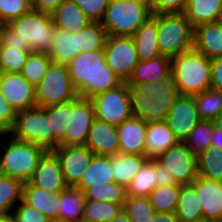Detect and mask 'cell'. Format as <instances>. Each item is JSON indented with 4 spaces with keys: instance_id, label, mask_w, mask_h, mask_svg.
Returning a JSON list of instances; mask_svg holds the SVG:
<instances>
[{
    "instance_id": "d4e9b609",
    "label": "cell",
    "mask_w": 222,
    "mask_h": 222,
    "mask_svg": "<svg viewBox=\"0 0 222 222\" xmlns=\"http://www.w3.org/2000/svg\"><path fill=\"white\" fill-rule=\"evenodd\" d=\"M157 20L152 15L133 34L139 61H148L161 55L157 41Z\"/></svg>"
},
{
    "instance_id": "4316f807",
    "label": "cell",
    "mask_w": 222,
    "mask_h": 222,
    "mask_svg": "<svg viewBox=\"0 0 222 222\" xmlns=\"http://www.w3.org/2000/svg\"><path fill=\"white\" fill-rule=\"evenodd\" d=\"M111 182H114L111 172V156L94 155L75 187L84 193L88 188L104 186Z\"/></svg>"
},
{
    "instance_id": "9c48e42d",
    "label": "cell",
    "mask_w": 222,
    "mask_h": 222,
    "mask_svg": "<svg viewBox=\"0 0 222 222\" xmlns=\"http://www.w3.org/2000/svg\"><path fill=\"white\" fill-rule=\"evenodd\" d=\"M64 65L51 63L42 81L35 87V100L38 107L64 103L78 98Z\"/></svg>"
},
{
    "instance_id": "ac0fdd59",
    "label": "cell",
    "mask_w": 222,
    "mask_h": 222,
    "mask_svg": "<svg viewBox=\"0 0 222 222\" xmlns=\"http://www.w3.org/2000/svg\"><path fill=\"white\" fill-rule=\"evenodd\" d=\"M203 207V222H219L222 219V182L202 176L192 182Z\"/></svg>"
},
{
    "instance_id": "11a10c76",
    "label": "cell",
    "mask_w": 222,
    "mask_h": 222,
    "mask_svg": "<svg viewBox=\"0 0 222 222\" xmlns=\"http://www.w3.org/2000/svg\"><path fill=\"white\" fill-rule=\"evenodd\" d=\"M64 0H34L31 3L33 10L52 14Z\"/></svg>"
},
{
    "instance_id": "7c38bea8",
    "label": "cell",
    "mask_w": 222,
    "mask_h": 222,
    "mask_svg": "<svg viewBox=\"0 0 222 222\" xmlns=\"http://www.w3.org/2000/svg\"><path fill=\"white\" fill-rule=\"evenodd\" d=\"M181 185H191L198 176L197 156L184 143L169 148L158 159Z\"/></svg>"
},
{
    "instance_id": "9a60e30c",
    "label": "cell",
    "mask_w": 222,
    "mask_h": 222,
    "mask_svg": "<svg viewBox=\"0 0 222 222\" xmlns=\"http://www.w3.org/2000/svg\"><path fill=\"white\" fill-rule=\"evenodd\" d=\"M200 120L194 96L179 95L166 115L165 122L178 142L183 143Z\"/></svg>"
},
{
    "instance_id": "91938a15",
    "label": "cell",
    "mask_w": 222,
    "mask_h": 222,
    "mask_svg": "<svg viewBox=\"0 0 222 222\" xmlns=\"http://www.w3.org/2000/svg\"><path fill=\"white\" fill-rule=\"evenodd\" d=\"M135 1L147 6L151 11H153L154 0H135Z\"/></svg>"
},
{
    "instance_id": "52a82bcc",
    "label": "cell",
    "mask_w": 222,
    "mask_h": 222,
    "mask_svg": "<svg viewBox=\"0 0 222 222\" xmlns=\"http://www.w3.org/2000/svg\"><path fill=\"white\" fill-rule=\"evenodd\" d=\"M14 139L41 146L47 151L53 150V132L50 131L45 107L35 106L16 112L13 127L8 133Z\"/></svg>"
},
{
    "instance_id": "7bdbcfd3",
    "label": "cell",
    "mask_w": 222,
    "mask_h": 222,
    "mask_svg": "<svg viewBox=\"0 0 222 222\" xmlns=\"http://www.w3.org/2000/svg\"><path fill=\"white\" fill-rule=\"evenodd\" d=\"M51 60L47 53L32 52L22 67V76L34 87L38 85L45 76Z\"/></svg>"
},
{
    "instance_id": "7dc6e473",
    "label": "cell",
    "mask_w": 222,
    "mask_h": 222,
    "mask_svg": "<svg viewBox=\"0 0 222 222\" xmlns=\"http://www.w3.org/2000/svg\"><path fill=\"white\" fill-rule=\"evenodd\" d=\"M92 22H101L110 0H72Z\"/></svg>"
},
{
    "instance_id": "836d02e7",
    "label": "cell",
    "mask_w": 222,
    "mask_h": 222,
    "mask_svg": "<svg viewBox=\"0 0 222 222\" xmlns=\"http://www.w3.org/2000/svg\"><path fill=\"white\" fill-rule=\"evenodd\" d=\"M181 184L157 186L148 196L155 212L176 213Z\"/></svg>"
},
{
    "instance_id": "d6a6232c",
    "label": "cell",
    "mask_w": 222,
    "mask_h": 222,
    "mask_svg": "<svg viewBox=\"0 0 222 222\" xmlns=\"http://www.w3.org/2000/svg\"><path fill=\"white\" fill-rule=\"evenodd\" d=\"M48 120H50V131L53 132V150L59 146L64 138L72 119V100L64 103L45 107Z\"/></svg>"
},
{
    "instance_id": "8d00e7d4",
    "label": "cell",
    "mask_w": 222,
    "mask_h": 222,
    "mask_svg": "<svg viewBox=\"0 0 222 222\" xmlns=\"http://www.w3.org/2000/svg\"><path fill=\"white\" fill-rule=\"evenodd\" d=\"M23 185L19 179L0 174V215L13 212V206L22 200Z\"/></svg>"
},
{
    "instance_id": "e7e4bbea",
    "label": "cell",
    "mask_w": 222,
    "mask_h": 222,
    "mask_svg": "<svg viewBox=\"0 0 222 222\" xmlns=\"http://www.w3.org/2000/svg\"><path fill=\"white\" fill-rule=\"evenodd\" d=\"M5 135H6V133L0 129V138ZM0 142H1V139H0Z\"/></svg>"
},
{
    "instance_id": "5bb4252c",
    "label": "cell",
    "mask_w": 222,
    "mask_h": 222,
    "mask_svg": "<svg viewBox=\"0 0 222 222\" xmlns=\"http://www.w3.org/2000/svg\"><path fill=\"white\" fill-rule=\"evenodd\" d=\"M94 119V106L90 99L78 97L72 100L71 124L59 146L85 145Z\"/></svg>"
},
{
    "instance_id": "484cf974",
    "label": "cell",
    "mask_w": 222,
    "mask_h": 222,
    "mask_svg": "<svg viewBox=\"0 0 222 222\" xmlns=\"http://www.w3.org/2000/svg\"><path fill=\"white\" fill-rule=\"evenodd\" d=\"M51 15L56 28L73 34L92 22L72 0H64Z\"/></svg>"
},
{
    "instance_id": "bcb514c9",
    "label": "cell",
    "mask_w": 222,
    "mask_h": 222,
    "mask_svg": "<svg viewBox=\"0 0 222 222\" xmlns=\"http://www.w3.org/2000/svg\"><path fill=\"white\" fill-rule=\"evenodd\" d=\"M31 9L29 0H0V24H7Z\"/></svg>"
},
{
    "instance_id": "f5cc1de1",
    "label": "cell",
    "mask_w": 222,
    "mask_h": 222,
    "mask_svg": "<svg viewBox=\"0 0 222 222\" xmlns=\"http://www.w3.org/2000/svg\"><path fill=\"white\" fill-rule=\"evenodd\" d=\"M211 88L222 92V57L211 60Z\"/></svg>"
},
{
    "instance_id": "f6af8a7d",
    "label": "cell",
    "mask_w": 222,
    "mask_h": 222,
    "mask_svg": "<svg viewBox=\"0 0 222 222\" xmlns=\"http://www.w3.org/2000/svg\"><path fill=\"white\" fill-rule=\"evenodd\" d=\"M32 51H21L11 46H1L0 73H21Z\"/></svg>"
},
{
    "instance_id": "d6986e66",
    "label": "cell",
    "mask_w": 222,
    "mask_h": 222,
    "mask_svg": "<svg viewBox=\"0 0 222 222\" xmlns=\"http://www.w3.org/2000/svg\"><path fill=\"white\" fill-rule=\"evenodd\" d=\"M85 145L100 156H114L119 154L120 146L116 126L106 122L93 120Z\"/></svg>"
},
{
    "instance_id": "ba28073f",
    "label": "cell",
    "mask_w": 222,
    "mask_h": 222,
    "mask_svg": "<svg viewBox=\"0 0 222 222\" xmlns=\"http://www.w3.org/2000/svg\"><path fill=\"white\" fill-rule=\"evenodd\" d=\"M7 25L29 42L32 52L39 53L48 52L56 30L51 14L33 9L12 19Z\"/></svg>"
},
{
    "instance_id": "ee69618b",
    "label": "cell",
    "mask_w": 222,
    "mask_h": 222,
    "mask_svg": "<svg viewBox=\"0 0 222 222\" xmlns=\"http://www.w3.org/2000/svg\"><path fill=\"white\" fill-rule=\"evenodd\" d=\"M123 210L131 222H152L155 211L148 197L127 195Z\"/></svg>"
},
{
    "instance_id": "cb8c5ba5",
    "label": "cell",
    "mask_w": 222,
    "mask_h": 222,
    "mask_svg": "<svg viewBox=\"0 0 222 222\" xmlns=\"http://www.w3.org/2000/svg\"><path fill=\"white\" fill-rule=\"evenodd\" d=\"M22 200L43 213L50 221L57 222L60 192L50 193L42 188L31 186L26 182L23 185Z\"/></svg>"
},
{
    "instance_id": "680465c9",
    "label": "cell",
    "mask_w": 222,
    "mask_h": 222,
    "mask_svg": "<svg viewBox=\"0 0 222 222\" xmlns=\"http://www.w3.org/2000/svg\"><path fill=\"white\" fill-rule=\"evenodd\" d=\"M110 222H131L130 218L128 217V214L122 210L120 213Z\"/></svg>"
},
{
    "instance_id": "83f0119b",
    "label": "cell",
    "mask_w": 222,
    "mask_h": 222,
    "mask_svg": "<svg viewBox=\"0 0 222 222\" xmlns=\"http://www.w3.org/2000/svg\"><path fill=\"white\" fill-rule=\"evenodd\" d=\"M148 160L145 155L117 154L111 156V172L114 182L126 188Z\"/></svg>"
},
{
    "instance_id": "816d5d0a",
    "label": "cell",
    "mask_w": 222,
    "mask_h": 222,
    "mask_svg": "<svg viewBox=\"0 0 222 222\" xmlns=\"http://www.w3.org/2000/svg\"><path fill=\"white\" fill-rule=\"evenodd\" d=\"M16 119V110L10 106L0 92V129L6 134L13 127Z\"/></svg>"
},
{
    "instance_id": "94428289",
    "label": "cell",
    "mask_w": 222,
    "mask_h": 222,
    "mask_svg": "<svg viewBox=\"0 0 222 222\" xmlns=\"http://www.w3.org/2000/svg\"><path fill=\"white\" fill-rule=\"evenodd\" d=\"M0 222H14L12 213L0 215Z\"/></svg>"
},
{
    "instance_id": "6f0895ef",
    "label": "cell",
    "mask_w": 222,
    "mask_h": 222,
    "mask_svg": "<svg viewBox=\"0 0 222 222\" xmlns=\"http://www.w3.org/2000/svg\"><path fill=\"white\" fill-rule=\"evenodd\" d=\"M211 147L222 149V130L215 126L211 137Z\"/></svg>"
},
{
    "instance_id": "c3c4849f",
    "label": "cell",
    "mask_w": 222,
    "mask_h": 222,
    "mask_svg": "<svg viewBox=\"0 0 222 222\" xmlns=\"http://www.w3.org/2000/svg\"><path fill=\"white\" fill-rule=\"evenodd\" d=\"M18 206V207H17ZM12 216L14 222H50V220L40 211L26 204L23 200L17 203Z\"/></svg>"
},
{
    "instance_id": "f35d334b",
    "label": "cell",
    "mask_w": 222,
    "mask_h": 222,
    "mask_svg": "<svg viewBox=\"0 0 222 222\" xmlns=\"http://www.w3.org/2000/svg\"><path fill=\"white\" fill-rule=\"evenodd\" d=\"M198 116L202 120L213 121L222 113V92L212 88L194 96Z\"/></svg>"
},
{
    "instance_id": "be15d7a7",
    "label": "cell",
    "mask_w": 222,
    "mask_h": 222,
    "mask_svg": "<svg viewBox=\"0 0 222 222\" xmlns=\"http://www.w3.org/2000/svg\"><path fill=\"white\" fill-rule=\"evenodd\" d=\"M74 222H96V221H92V220H89V219H86V218H81V219H78Z\"/></svg>"
},
{
    "instance_id": "ab89813d",
    "label": "cell",
    "mask_w": 222,
    "mask_h": 222,
    "mask_svg": "<svg viewBox=\"0 0 222 222\" xmlns=\"http://www.w3.org/2000/svg\"><path fill=\"white\" fill-rule=\"evenodd\" d=\"M213 130V121L200 119L183 143L193 154L198 156L203 150L211 146Z\"/></svg>"
},
{
    "instance_id": "60d3db41",
    "label": "cell",
    "mask_w": 222,
    "mask_h": 222,
    "mask_svg": "<svg viewBox=\"0 0 222 222\" xmlns=\"http://www.w3.org/2000/svg\"><path fill=\"white\" fill-rule=\"evenodd\" d=\"M122 210L123 206L120 204L98 200H85L83 218L96 222H110Z\"/></svg>"
},
{
    "instance_id": "30bf717a",
    "label": "cell",
    "mask_w": 222,
    "mask_h": 222,
    "mask_svg": "<svg viewBox=\"0 0 222 222\" xmlns=\"http://www.w3.org/2000/svg\"><path fill=\"white\" fill-rule=\"evenodd\" d=\"M97 120L118 126L133 116L129 86L122 82L119 86L90 98Z\"/></svg>"
},
{
    "instance_id": "44dd1931",
    "label": "cell",
    "mask_w": 222,
    "mask_h": 222,
    "mask_svg": "<svg viewBox=\"0 0 222 222\" xmlns=\"http://www.w3.org/2000/svg\"><path fill=\"white\" fill-rule=\"evenodd\" d=\"M193 48L211 60L222 57V21L195 27Z\"/></svg>"
},
{
    "instance_id": "5b68a950",
    "label": "cell",
    "mask_w": 222,
    "mask_h": 222,
    "mask_svg": "<svg viewBox=\"0 0 222 222\" xmlns=\"http://www.w3.org/2000/svg\"><path fill=\"white\" fill-rule=\"evenodd\" d=\"M152 15L157 20L161 55L172 58L193 49L194 28L184 13Z\"/></svg>"
},
{
    "instance_id": "f1b7e54d",
    "label": "cell",
    "mask_w": 222,
    "mask_h": 222,
    "mask_svg": "<svg viewBox=\"0 0 222 222\" xmlns=\"http://www.w3.org/2000/svg\"><path fill=\"white\" fill-rule=\"evenodd\" d=\"M47 55L51 63L67 66L77 55V33L56 28Z\"/></svg>"
},
{
    "instance_id": "03108f58",
    "label": "cell",
    "mask_w": 222,
    "mask_h": 222,
    "mask_svg": "<svg viewBox=\"0 0 222 222\" xmlns=\"http://www.w3.org/2000/svg\"><path fill=\"white\" fill-rule=\"evenodd\" d=\"M220 20L222 21V0H221V13H220Z\"/></svg>"
},
{
    "instance_id": "7402d4cb",
    "label": "cell",
    "mask_w": 222,
    "mask_h": 222,
    "mask_svg": "<svg viewBox=\"0 0 222 222\" xmlns=\"http://www.w3.org/2000/svg\"><path fill=\"white\" fill-rule=\"evenodd\" d=\"M179 142L165 121L147 123L145 156L148 160L158 159L169 148Z\"/></svg>"
},
{
    "instance_id": "6da1fadb",
    "label": "cell",
    "mask_w": 222,
    "mask_h": 222,
    "mask_svg": "<svg viewBox=\"0 0 222 222\" xmlns=\"http://www.w3.org/2000/svg\"><path fill=\"white\" fill-rule=\"evenodd\" d=\"M67 68L71 82L80 98L90 99L123 82L106 65L104 50L79 53L71 60Z\"/></svg>"
},
{
    "instance_id": "b9f144b4",
    "label": "cell",
    "mask_w": 222,
    "mask_h": 222,
    "mask_svg": "<svg viewBox=\"0 0 222 222\" xmlns=\"http://www.w3.org/2000/svg\"><path fill=\"white\" fill-rule=\"evenodd\" d=\"M127 195V188L116 182L107 183L100 187L94 186L84 192L85 200L106 201L122 206Z\"/></svg>"
},
{
    "instance_id": "8fae6325",
    "label": "cell",
    "mask_w": 222,
    "mask_h": 222,
    "mask_svg": "<svg viewBox=\"0 0 222 222\" xmlns=\"http://www.w3.org/2000/svg\"><path fill=\"white\" fill-rule=\"evenodd\" d=\"M103 50L106 65L127 82L139 62L133 37L107 36Z\"/></svg>"
},
{
    "instance_id": "f546056e",
    "label": "cell",
    "mask_w": 222,
    "mask_h": 222,
    "mask_svg": "<svg viewBox=\"0 0 222 222\" xmlns=\"http://www.w3.org/2000/svg\"><path fill=\"white\" fill-rule=\"evenodd\" d=\"M84 202L85 196L80 189L67 186L60 192L57 222H74L83 218Z\"/></svg>"
},
{
    "instance_id": "3957f363",
    "label": "cell",
    "mask_w": 222,
    "mask_h": 222,
    "mask_svg": "<svg viewBox=\"0 0 222 222\" xmlns=\"http://www.w3.org/2000/svg\"><path fill=\"white\" fill-rule=\"evenodd\" d=\"M171 74L179 95L196 96L211 88V59L193 48L171 58Z\"/></svg>"
},
{
    "instance_id": "603a6c76",
    "label": "cell",
    "mask_w": 222,
    "mask_h": 222,
    "mask_svg": "<svg viewBox=\"0 0 222 222\" xmlns=\"http://www.w3.org/2000/svg\"><path fill=\"white\" fill-rule=\"evenodd\" d=\"M171 74V58L160 55L148 61H139L126 82L129 87L142 83L160 81Z\"/></svg>"
},
{
    "instance_id": "9f6ffc18",
    "label": "cell",
    "mask_w": 222,
    "mask_h": 222,
    "mask_svg": "<svg viewBox=\"0 0 222 222\" xmlns=\"http://www.w3.org/2000/svg\"><path fill=\"white\" fill-rule=\"evenodd\" d=\"M152 222H180L176 213L155 212Z\"/></svg>"
},
{
    "instance_id": "2e32d148",
    "label": "cell",
    "mask_w": 222,
    "mask_h": 222,
    "mask_svg": "<svg viewBox=\"0 0 222 222\" xmlns=\"http://www.w3.org/2000/svg\"><path fill=\"white\" fill-rule=\"evenodd\" d=\"M0 92L16 112L37 106L35 87L21 73H0Z\"/></svg>"
},
{
    "instance_id": "ffe728a7",
    "label": "cell",
    "mask_w": 222,
    "mask_h": 222,
    "mask_svg": "<svg viewBox=\"0 0 222 222\" xmlns=\"http://www.w3.org/2000/svg\"><path fill=\"white\" fill-rule=\"evenodd\" d=\"M120 154L145 155L147 123L137 116L126 119L116 126Z\"/></svg>"
},
{
    "instance_id": "681fc988",
    "label": "cell",
    "mask_w": 222,
    "mask_h": 222,
    "mask_svg": "<svg viewBox=\"0 0 222 222\" xmlns=\"http://www.w3.org/2000/svg\"><path fill=\"white\" fill-rule=\"evenodd\" d=\"M0 42L1 46L15 47L21 51H32L29 42L25 38H21L7 24H0Z\"/></svg>"
},
{
    "instance_id": "d590c367",
    "label": "cell",
    "mask_w": 222,
    "mask_h": 222,
    "mask_svg": "<svg viewBox=\"0 0 222 222\" xmlns=\"http://www.w3.org/2000/svg\"><path fill=\"white\" fill-rule=\"evenodd\" d=\"M106 38L107 34L101 22H91L77 32V54L103 50Z\"/></svg>"
},
{
    "instance_id": "8992f818",
    "label": "cell",
    "mask_w": 222,
    "mask_h": 222,
    "mask_svg": "<svg viewBox=\"0 0 222 222\" xmlns=\"http://www.w3.org/2000/svg\"><path fill=\"white\" fill-rule=\"evenodd\" d=\"M152 16V11L135 0L110 1L101 21L107 36H133Z\"/></svg>"
},
{
    "instance_id": "f907efd6",
    "label": "cell",
    "mask_w": 222,
    "mask_h": 222,
    "mask_svg": "<svg viewBox=\"0 0 222 222\" xmlns=\"http://www.w3.org/2000/svg\"><path fill=\"white\" fill-rule=\"evenodd\" d=\"M188 0H154L152 14H178L184 13Z\"/></svg>"
},
{
    "instance_id": "e575fe53",
    "label": "cell",
    "mask_w": 222,
    "mask_h": 222,
    "mask_svg": "<svg viewBox=\"0 0 222 222\" xmlns=\"http://www.w3.org/2000/svg\"><path fill=\"white\" fill-rule=\"evenodd\" d=\"M198 175L222 182V149L208 147L197 156Z\"/></svg>"
},
{
    "instance_id": "4fadbf2b",
    "label": "cell",
    "mask_w": 222,
    "mask_h": 222,
    "mask_svg": "<svg viewBox=\"0 0 222 222\" xmlns=\"http://www.w3.org/2000/svg\"><path fill=\"white\" fill-rule=\"evenodd\" d=\"M59 160L67 186H76L95 155L86 145L58 146L52 150Z\"/></svg>"
},
{
    "instance_id": "277c9868",
    "label": "cell",
    "mask_w": 222,
    "mask_h": 222,
    "mask_svg": "<svg viewBox=\"0 0 222 222\" xmlns=\"http://www.w3.org/2000/svg\"><path fill=\"white\" fill-rule=\"evenodd\" d=\"M6 137H9L7 144L1 146L0 142V174L26 183L47 150L30 142L14 139L9 134Z\"/></svg>"
},
{
    "instance_id": "4dcf8cb0",
    "label": "cell",
    "mask_w": 222,
    "mask_h": 222,
    "mask_svg": "<svg viewBox=\"0 0 222 222\" xmlns=\"http://www.w3.org/2000/svg\"><path fill=\"white\" fill-rule=\"evenodd\" d=\"M203 207L195 187L182 185L177 204L176 216L180 222H202Z\"/></svg>"
},
{
    "instance_id": "6125c7cd",
    "label": "cell",
    "mask_w": 222,
    "mask_h": 222,
    "mask_svg": "<svg viewBox=\"0 0 222 222\" xmlns=\"http://www.w3.org/2000/svg\"><path fill=\"white\" fill-rule=\"evenodd\" d=\"M214 126L222 130V113L213 120Z\"/></svg>"
},
{
    "instance_id": "db71d44e",
    "label": "cell",
    "mask_w": 222,
    "mask_h": 222,
    "mask_svg": "<svg viewBox=\"0 0 222 222\" xmlns=\"http://www.w3.org/2000/svg\"><path fill=\"white\" fill-rule=\"evenodd\" d=\"M154 170L156 171L157 186L177 184L169 171L157 160H154Z\"/></svg>"
},
{
    "instance_id": "74e56055",
    "label": "cell",
    "mask_w": 222,
    "mask_h": 222,
    "mask_svg": "<svg viewBox=\"0 0 222 222\" xmlns=\"http://www.w3.org/2000/svg\"><path fill=\"white\" fill-rule=\"evenodd\" d=\"M157 187L154 160H147L127 188V194L148 197Z\"/></svg>"
},
{
    "instance_id": "7a4b0ae2",
    "label": "cell",
    "mask_w": 222,
    "mask_h": 222,
    "mask_svg": "<svg viewBox=\"0 0 222 222\" xmlns=\"http://www.w3.org/2000/svg\"><path fill=\"white\" fill-rule=\"evenodd\" d=\"M132 113L146 123L165 121L179 94L172 74L153 83L129 87Z\"/></svg>"
},
{
    "instance_id": "1f68e13d",
    "label": "cell",
    "mask_w": 222,
    "mask_h": 222,
    "mask_svg": "<svg viewBox=\"0 0 222 222\" xmlns=\"http://www.w3.org/2000/svg\"><path fill=\"white\" fill-rule=\"evenodd\" d=\"M221 0H188L185 17L193 28L220 20Z\"/></svg>"
},
{
    "instance_id": "e0dca14e",
    "label": "cell",
    "mask_w": 222,
    "mask_h": 222,
    "mask_svg": "<svg viewBox=\"0 0 222 222\" xmlns=\"http://www.w3.org/2000/svg\"><path fill=\"white\" fill-rule=\"evenodd\" d=\"M28 183L50 193L62 192L67 187L59 160L52 151L43 155Z\"/></svg>"
}]
</instances>
